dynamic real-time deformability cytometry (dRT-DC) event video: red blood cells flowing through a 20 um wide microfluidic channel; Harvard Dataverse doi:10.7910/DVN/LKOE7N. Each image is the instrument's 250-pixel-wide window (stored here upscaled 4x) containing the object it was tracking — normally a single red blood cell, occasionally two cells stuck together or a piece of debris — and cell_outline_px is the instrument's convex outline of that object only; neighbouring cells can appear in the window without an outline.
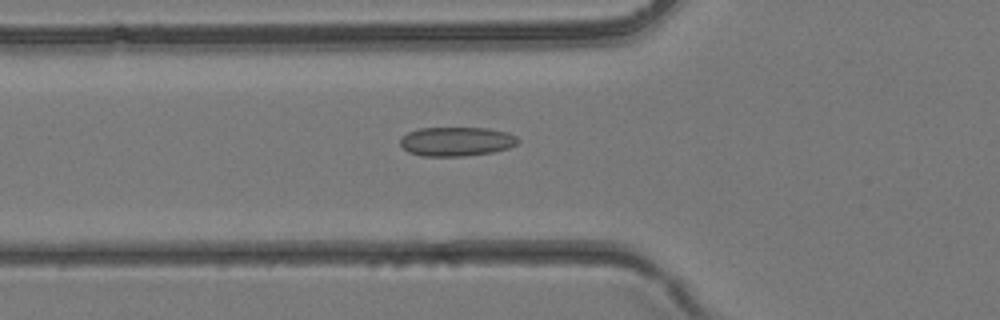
{"species": "common noctule bat (a hibernating species)", "species_latin": "Nyctalus noctula", "temperature_condition": "room temperature", "stored_images_in_passage": 38, "camera_frame_rate_fps": 3000, "um_per_image_px": 0.085, "animal": {"sex": "female", "body_mass_g": 24.6, "forearm_length_mm": 56.2}, "frame": {"image": 1, "passage_image": 14, "time_ms": 4.333, "image_size_px": [1000, 320], "cell_outline_px": [[520, 140], [516, 144], [508, 148], [492, 152], [464, 156], [420, 156], [408, 152], [400, 144], [400, 140], [408, 132], [420, 128], [488, 128], [508, 132], [516, 136]], "centroid_in_image_um": [38.81, 12.02], "position_along_channel_um": 87.0, "area_um2": 20.0}}
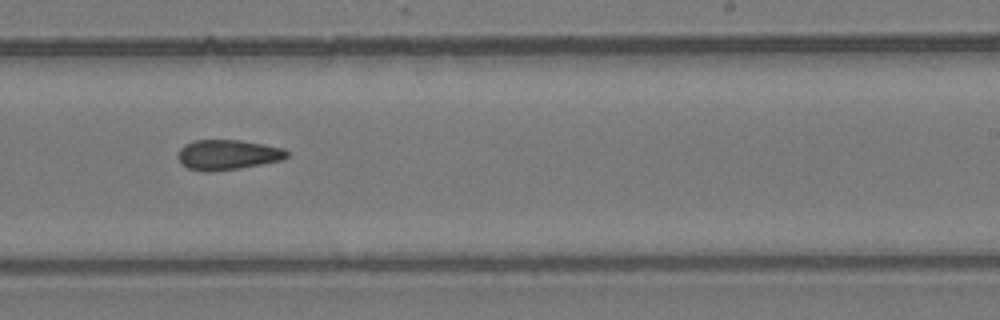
{"frame": {"image": 2, "passage_image": 24, "time_ms": 7.667, "image_size_px": [1000, 320], "cell_outline_px": [[288, 156], [284, 160], [240, 168], [212, 172], [204, 172], [188, 168], [180, 164], [176, 156], [180, 148], [184, 144], [192, 140], [240, 140], [284, 148], [288, 152]], "centroid_in_image_um": [19.31, 13.16], "position_along_channel_um": 269.7, "area_um2": 19.42}}
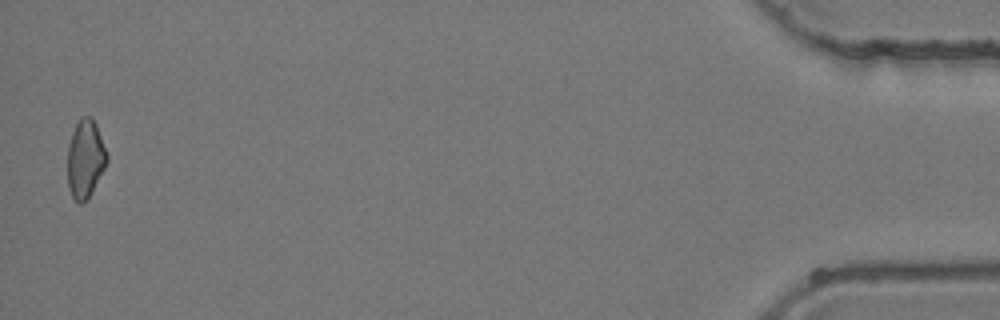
{"frame": {"image": 3, "passage_image": 38, "time_ms": 12.333, "image_size_px": [1000, 320], "cell_outline_px": [[108, 160], [88, 200], [80, 204], [72, 196], [68, 188], [68, 144], [72, 132], [80, 116], [92, 116], [96, 124], [108, 152]], "centroid_in_image_um": [7.26, 13.48], "position_along_channel_um": 427.9, "area_um2": 18.15}}